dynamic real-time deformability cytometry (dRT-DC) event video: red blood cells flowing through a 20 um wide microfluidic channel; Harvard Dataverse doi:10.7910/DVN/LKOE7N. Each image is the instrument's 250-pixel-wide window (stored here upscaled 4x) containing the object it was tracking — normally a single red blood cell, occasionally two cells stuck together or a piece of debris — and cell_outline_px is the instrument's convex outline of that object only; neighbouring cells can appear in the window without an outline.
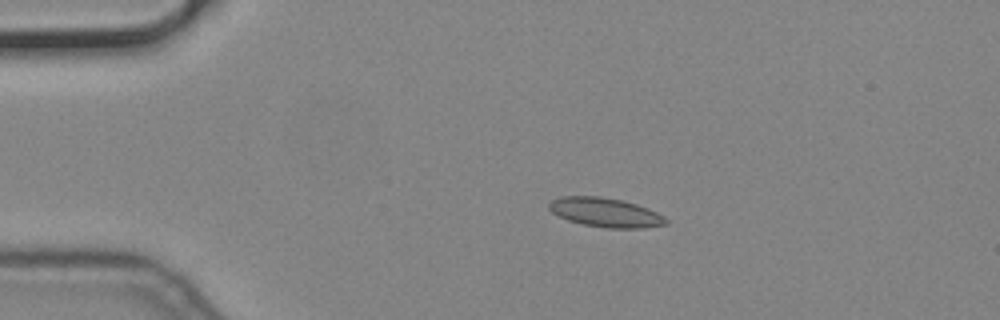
{"species": "common noctule bat (a hibernating species)", "species_latin": "Nyctalus noctula", "temperature_condition": "cold", "stored_images_in_passage": 4, "camera_frame_rate_fps": 3000, "um_per_image_px": 0.085, "animal": {"sex": "male", "body_mass_g": 19.2, "forearm_length_mm": 51.8}, "frame": {"image": 1, "passage_image": 3, "time_ms": 0.667, "image_size_px": [1000, 320], "cell_outline_px": [[668, 224], [644, 228], [608, 228], [584, 224], [568, 220], [552, 212], [548, 208], [548, 204], [552, 200], [560, 196], [600, 196], [620, 200], [636, 204], [648, 208], [664, 216], [668, 220]], "centroid_in_image_um": [51.47, 18.05], "position_along_channel_um": 33.5, "area_um2": 19.83}}